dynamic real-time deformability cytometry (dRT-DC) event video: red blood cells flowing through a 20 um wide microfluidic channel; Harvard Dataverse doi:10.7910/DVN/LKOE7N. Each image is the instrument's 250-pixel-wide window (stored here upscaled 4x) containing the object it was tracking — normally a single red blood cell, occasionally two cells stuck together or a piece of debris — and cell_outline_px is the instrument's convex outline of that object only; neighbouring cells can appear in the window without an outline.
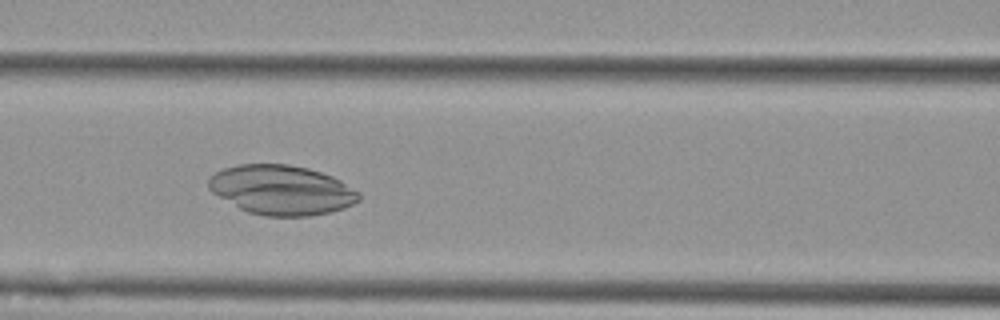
{"species": "Egyptian fruit bat (a non-hibernating species)", "species_latin": "Rousettus aegyptiacus", "temperature_condition": "cold", "stored_images_in_passage": 46, "camera_frame_rate_fps": 3000, "um_per_image_px": 0.085, "animal": {"sex": "female"}, "frame": {"image": 1, "passage_image": 14, "time_ms": 4.333, "image_size_px": [1000, 320], "cell_outline_px": [[360, 200], [352, 204], [332, 212], [308, 216], [264, 216], [248, 212], [240, 208], [212, 192], [208, 188], [208, 180], [216, 172], [224, 168], [240, 164], [288, 164], [308, 168], [332, 176], [340, 180], [360, 192]], "centroid_in_image_um": [23.95, 16.15], "position_along_channel_um": 142.6, "area_um2": 43.29}}
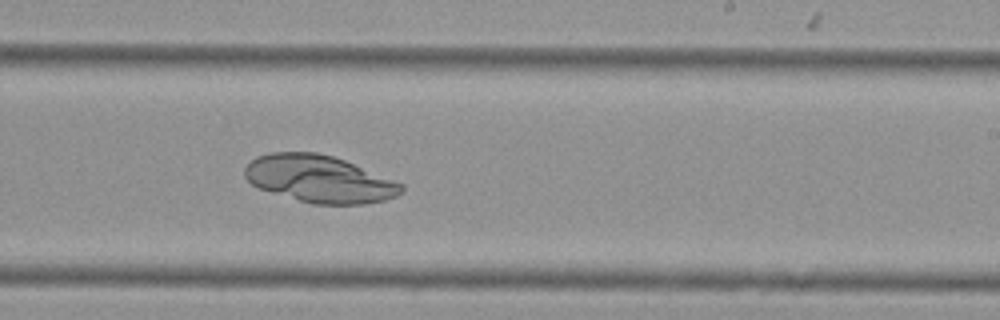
{"frame": {"image": 2, "passage_image": 24, "time_ms": 7.667, "image_size_px": [1000, 320], "cell_outline_px": [[404, 192], [396, 196], [384, 200], [364, 204], [312, 204], [272, 192], [260, 188], [252, 184], [244, 176], [244, 168], [256, 156], [272, 152], [316, 152], [332, 156], [344, 160], [404, 184]], "centroid_in_image_um": [27.16, 15.21], "position_along_channel_um": 261.8, "area_um2": 42.83}}
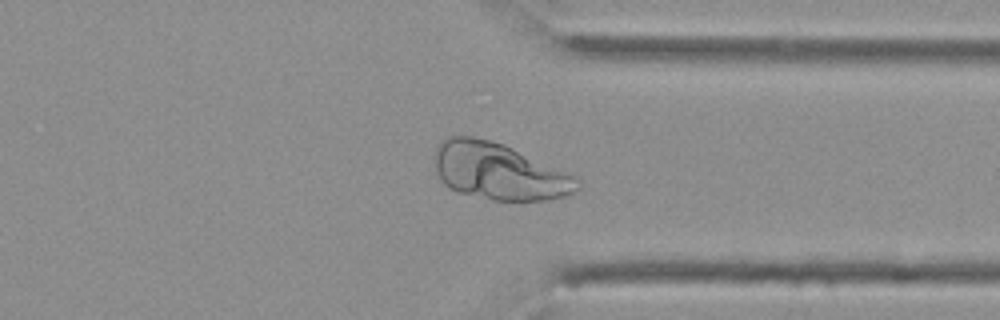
{"frame": {"image": 3, "passage_image": 33, "time_ms": 10.667, "image_size_px": [1000, 320], "cell_outline_px": [[580, 188], [576, 192], [568, 196], [548, 200], [492, 200], [460, 192], [448, 188], [440, 180], [436, 172], [432, 156], [436, 144], [452, 136], [472, 136], [492, 140], [504, 144], [576, 176], [580, 180]], "centroid_in_image_um": [42.4, 14.57], "position_along_channel_um": 369.0, "area_um2": 47.69}}